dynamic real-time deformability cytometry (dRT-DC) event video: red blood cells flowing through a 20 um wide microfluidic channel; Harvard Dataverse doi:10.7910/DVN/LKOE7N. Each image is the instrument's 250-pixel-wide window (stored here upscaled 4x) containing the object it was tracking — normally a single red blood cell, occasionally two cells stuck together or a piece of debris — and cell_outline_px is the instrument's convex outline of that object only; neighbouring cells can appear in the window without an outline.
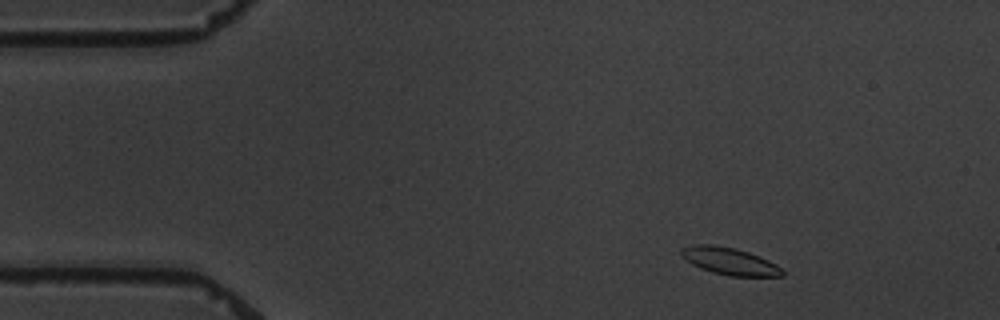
{"species": "common noctule bat (a hibernating species)", "species_latin": "Nyctalus noctula", "temperature_condition": "warm", "stored_images_in_passage": 3, "camera_frame_rate_fps": 3000, "um_per_image_px": 0.085, "animal": {"sex": "male", "body_mass_g": 19.5, "forearm_length_mm": 54.6}, "frame": {"image": 1, "passage_image": 1, "time_ms": 0.0, "image_size_px": [1000, 320], "cell_outline_px": [[784, 276], [728, 276], [712, 272], [700, 268], [692, 264], [680, 252], [680, 248], [692, 244], [712, 244], [736, 248], [748, 252], [768, 260], [776, 264], [784, 272]], "centroid_in_image_um": [62.0, 22.19], "position_along_channel_um": 23.0, "area_um2": 15.95}}